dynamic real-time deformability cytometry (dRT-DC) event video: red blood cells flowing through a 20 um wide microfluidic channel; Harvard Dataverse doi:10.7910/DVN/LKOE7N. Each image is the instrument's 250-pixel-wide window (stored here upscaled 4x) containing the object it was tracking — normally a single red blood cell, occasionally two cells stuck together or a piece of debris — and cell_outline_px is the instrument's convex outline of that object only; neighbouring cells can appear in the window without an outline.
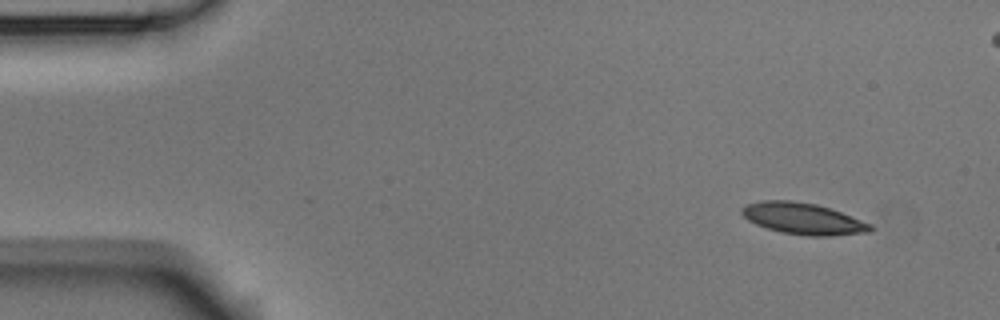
{"species": "Egyptian fruit bat (a non-hibernating species)", "species_latin": "Rousettus aegyptiacus", "temperature_condition": "room temperature", "stored_images_in_passage": 5, "camera_frame_rate_fps": 3000, "um_per_image_px": 0.085, "animal": {"sex": "male"}, "frame": {"image": 1, "passage_image": 1, "time_ms": 0.0, "image_size_px": [1000, 320], "cell_outline_px": [[872, 232], [832, 236], [808, 236], [780, 232], [756, 224], [748, 220], [740, 212], [740, 208], [748, 204], [760, 200], [792, 200], [816, 204], [840, 212], [872, 224]], "centroid_in_image_um": [68.25, 18.59], "position_along_channel_um": 16.7, "area_um2": 23.58}}